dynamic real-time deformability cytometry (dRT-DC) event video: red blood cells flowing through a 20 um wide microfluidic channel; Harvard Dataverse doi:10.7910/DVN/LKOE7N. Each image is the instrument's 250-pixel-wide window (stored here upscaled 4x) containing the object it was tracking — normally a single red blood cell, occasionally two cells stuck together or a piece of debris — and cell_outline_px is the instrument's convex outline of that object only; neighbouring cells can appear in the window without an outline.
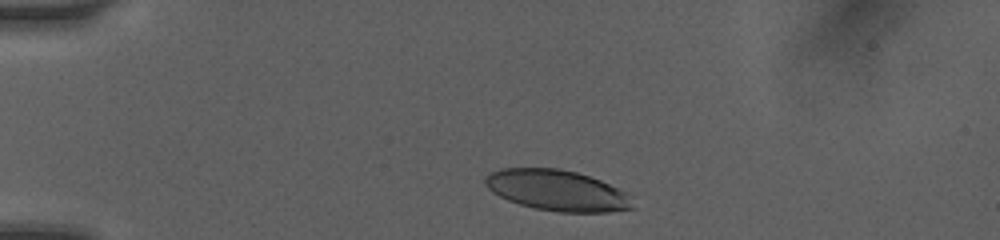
{"species": "human", "species_latin": "Homo sapiens", "temperature_condition": "room temperature", "stored_images_in_passage": 4, "camera_frame_rate_fps": 3000, "um_per_image_px": 0.085, "donor": {"sex": "female"}, "frame": {"image": 1, "passage_image": 1, "time_ms": 0.0, "image_size_px": [1000, 240], "cell_outline_px": [[636, 208], [608, 212], [560, 212], [536, 208], [520, 204], [508, 200], [492, 192], [484, 184], [484, 176], [500, 168], [556, 168], [576, 172], [600, 180], [624, 192]], "centroid_in_image_um": [47.31, 16.18], "position_along_channel_um": 37.7, "area_um2": 34.74}}
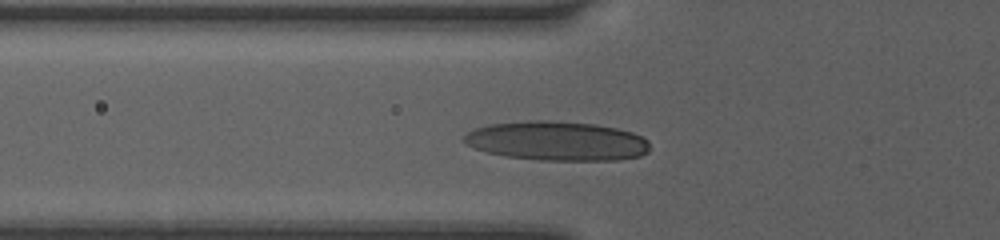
{"frame": {"image": 2, "passage_image": 4, "time_ms": 2.333, "image_size_px": [1000, 240], "cell_outline_px": [[648, 152], [640, 156], [620, 160], [540, 160], [504, 156], [488, 152], [464, 144], [460, 140], [468, 132], [476, 128], [488, 124], [528, 120], [548, 120], [596, 124], [616, 128], [632, 132], [648, 140]], "centroid_in_image_um": [47.31, 11.98], "position_along_channel_um": 78.5, "area_um2": 42.71}}